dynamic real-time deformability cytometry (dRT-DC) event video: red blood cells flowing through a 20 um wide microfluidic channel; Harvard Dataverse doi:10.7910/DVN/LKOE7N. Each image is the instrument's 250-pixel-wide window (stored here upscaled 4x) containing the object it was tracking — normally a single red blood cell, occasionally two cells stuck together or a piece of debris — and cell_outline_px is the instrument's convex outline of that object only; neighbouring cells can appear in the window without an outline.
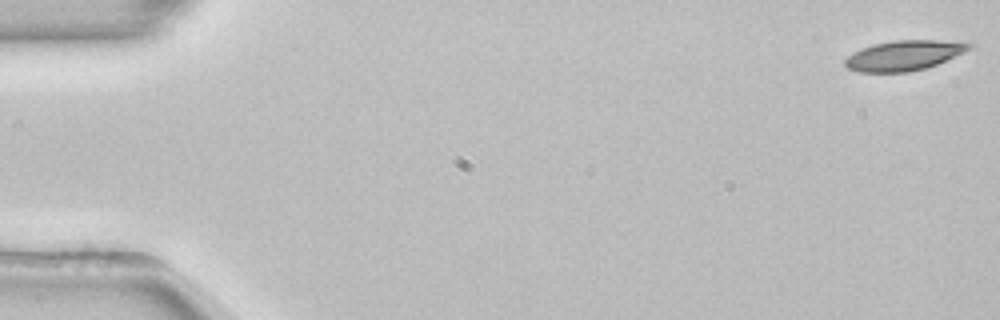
{"species": "common noctule bat (a hibernating species)", "species_latin": "Nyctalus noctula", "temperature_condition": "room temperature", "stored_images_in_passage": 54, "camera_frame_rate_fps": 3000, "um_per_image_px": 0.085, "animal": {"sex": "female", "body_mass_g": 22.7, "forearm_length_mm": 54.2}, "frame": {"image": 1, "passage_image": 1, "time_ms": 0.0, "image_size_px": [1000, 320], "cell_outline_px": [[972, 48], [964, 52], [936, 64], [924, 68], [908, 72], [860, 72], [848, 68], [844, 64], [844, 60], [848, 56], [860, 48], [872, 44], [896, 40], [936, 40], [972, 44]], "centroid_in_image_um": [76.78, 4.71], "position_along_channel_um": 8.2, "area_um2": 21.44}}
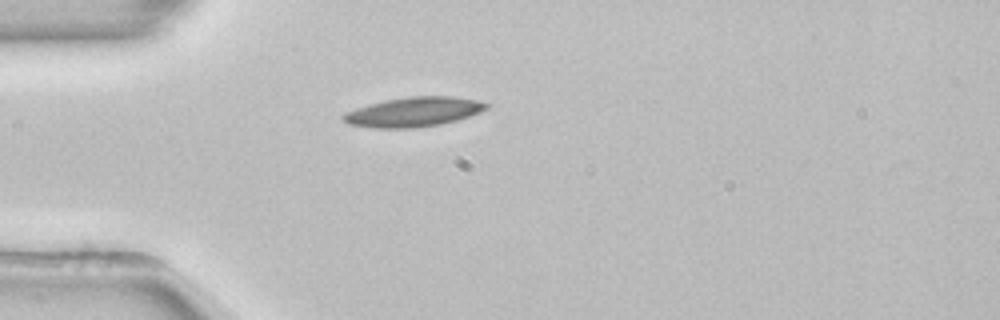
{"frame": {"image": 2, "passage_image": 15, "time_ms": 4.667, "image_size_px": [1000, 320], "cell_outline_px": [[488, 108], [480, 112], [456, 120], [440, 124], [416, 128], [372, 128], [348, 124], [340, 120], [340, 116], [344, 112], [368, 104], [384, 100], [408, 96], [452, 96], [476, 100], [488, 104]], "centroid_in_image_um": [35.08, 9.52], "position_along_channel_um": 49.9, "area_um2": 24.85}}
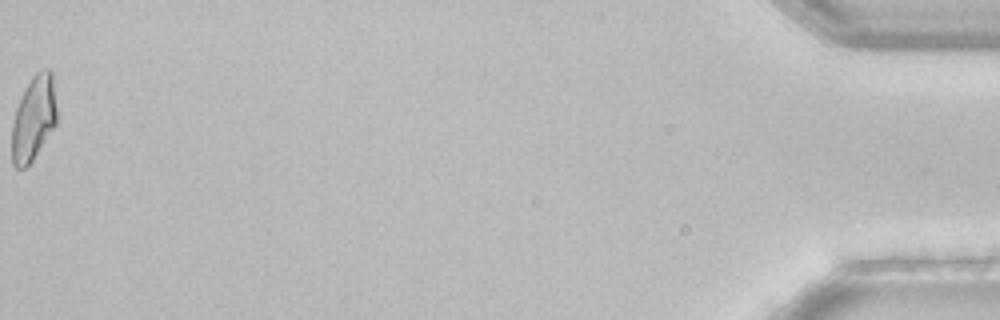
{"frame": {"image": 3, "passage_image": 54, "time_ms": 17.667, "image_size_px": [1000, 320], "cell_outline_px": [[56, 124], [32, 160], [24, 168], [16, 168], [12, 164], [12, 124], [16, 108], [20, 96], [32, 76], [36, 72], [48, 68], [52, 72], [56, 108]], "centroid_in_image_um": [2.84, 10.04], "position_along_channel_um": 432.4, "area_um2": 22.02}, "authors_computed_cell_mechanics": {"area_um2": 22.2819, "velocity_mm_per_s": 3.8488, "shape_relaxation_time_tau1_ms": 7.8567, "shape_relaxation_time_tau2_ms": null, "deformation_change_tau1": 0.1793, "deformation_change_tau2": null}}